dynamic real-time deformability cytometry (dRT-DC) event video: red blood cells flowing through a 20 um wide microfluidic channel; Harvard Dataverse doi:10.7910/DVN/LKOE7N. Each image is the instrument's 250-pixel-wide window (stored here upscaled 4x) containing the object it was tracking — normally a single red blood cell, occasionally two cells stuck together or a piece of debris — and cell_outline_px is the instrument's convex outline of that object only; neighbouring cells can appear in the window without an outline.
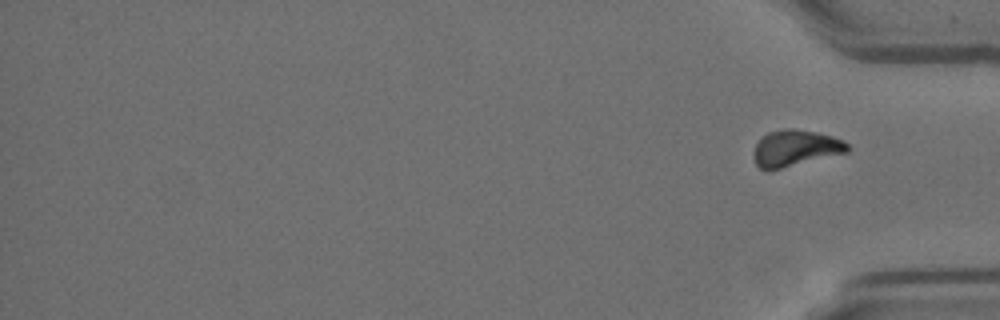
{"species": "Egyptian fruit bat (a non-hibernating species)", "species_latin": "Rousettus aegyptiacus", "temperature_condition": "room temperature", "stored_images_in_passage": 15, "segment_of_instrument_passage": [2, 2], "camera_frame_rate_fps": 3000, "um_per_image_px": 0.085, "animal": {"sex": "female"}, "frame": {"image": 1, "passage_image": 15, "time_ms": 4.667, "image_size_px": [1000, 320], "cell_outline_px": [[848, 152], [768, 172], [760, 168], [756, 164], [752, 156], [752, 152], [760, 136], [768, 132], [784, 128], [792, 128], [816, 132], [832, 136], [844, 140], [848, 144]], "centroid_in_image_um": [67.55, 12.6], "position_along_channel_um": 367.7, "area_um2": 20.29}}